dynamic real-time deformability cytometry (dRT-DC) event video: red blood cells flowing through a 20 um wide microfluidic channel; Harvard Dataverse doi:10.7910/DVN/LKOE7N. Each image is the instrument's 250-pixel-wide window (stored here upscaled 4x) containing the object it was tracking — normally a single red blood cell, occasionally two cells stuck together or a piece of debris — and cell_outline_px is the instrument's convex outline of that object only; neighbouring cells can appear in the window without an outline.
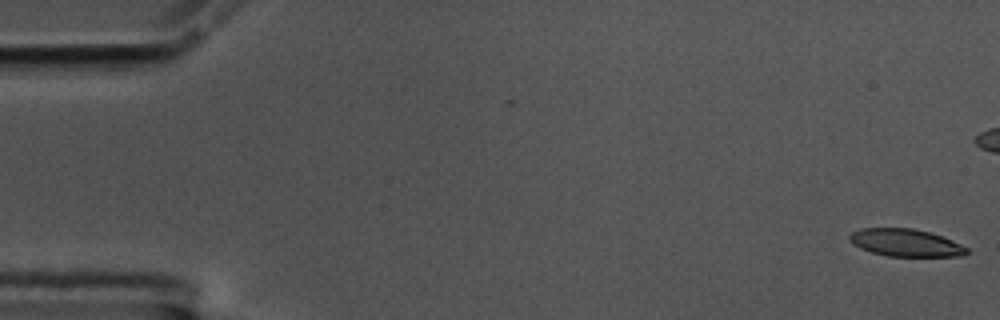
{"species": "common noctule bat (a hibernating species)", "species_latin": "Nyctalus noctula", "temperature_condition": "cold", "stored_images_in_passage": 2, "camera_frame_rate_fps": 3000, "um_per_image_px": 0.085, "animal": {"sex": "male", "body_mass_g": 17.5, "forearm_length_mm": 52.3}, "frame": {"image": 1, "passage_image": 2, "time_ms": 0.333, "image_size_px": [1000, 320], "cell_outline_px": [[968, 252], [964, 256], [888, 256], [872, 252], [860, 248], [852, 244], [848, 240], [848, 236], [852, 232], [860, 228], [912, 228], [928, 232], [952, 240], [968, 248]], "centroid_in_image_um": [76.94, 20.63], "position_along_channel_um": 8.1, "area_um2": 18.73}}